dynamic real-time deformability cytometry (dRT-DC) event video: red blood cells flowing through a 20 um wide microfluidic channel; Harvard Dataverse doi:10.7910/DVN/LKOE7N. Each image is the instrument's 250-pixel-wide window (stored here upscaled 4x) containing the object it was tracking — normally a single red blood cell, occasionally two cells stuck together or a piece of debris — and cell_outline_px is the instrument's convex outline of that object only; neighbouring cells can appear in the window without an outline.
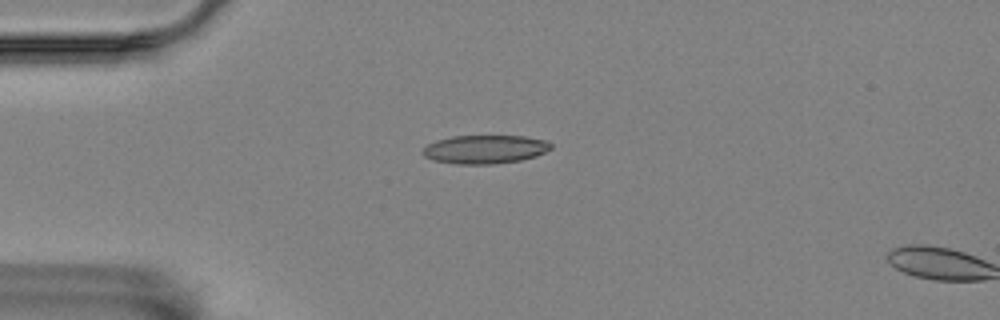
{"species": "Egyptian fruit bat (a non-hibernating species)", "species_latin": "Rousettus aegyptiacus", "temperature_condition": "room temperature", "stored_images_in_passage": 3, "camera_frame_rate_fps": 3000, "um_per_image_px": 0.085, "animal": {"sex": "female"}, "frame": {"image": 1, "passage_image": 1, "time_ms": 0.0, "image_size_px": [1000, 320], "cell_outline_px": [[552, 148], [536, 156], [520, 160], [492, 164], [456, 164], [432, 160], [424, 156], [420, 152], [428, 144], [436, 140], [452, 136], [524, 136], [544, 140], [552, 144]], "centroid_in_image_um": [41.19, 12.69], "position_along_channel_um": 43.8, "area_um2": 21.33}}